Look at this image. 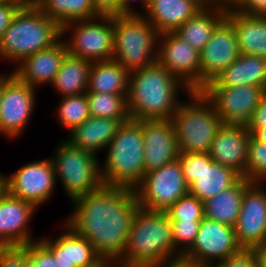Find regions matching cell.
I'll use <instances>...</instances> for the list:
<instances>
[{"mask_svg": "<svg viewBox=\"0 0 266 267\" xmlns=\"http://www.w3.org/2000/svg\"><path fill=\"white\" fill-rule=\"evenodd\" d=\"M213 103L224 124L246 125L266 93L263 87L242 85L236 87H205L201 90Z\"/></svg>", "mask_w": 266, "mask_h": 267, "instance_id": "e0dca14e", "label": "cell"}, {"mask_svg": "<svg viewBox=\"0 0 266 267\" xmlns=\"http://www.w3.org/2000/svg\"><path fill=\"white\" fill-rule=\"evenodd\" d=\"M234 10L245 15H266V0H241Z\"/></svg>", "mask_w": 266, "mask_h": 267, "instance_id": "7bdbcfd3", "label": "cell"}, {"mask_svg": "<svg viewBox=\"0 0 266 267\" xmlns=\"http://www.w3.org/2000/svg\"><path fill=\"white\" fill-rule=\"evenodd\" d=\"M245 178L252 182H266V143L252 136L248 144Z\"/></svg>", "mask_w": 266, "mask_h": 267, "instance_id": "e575fe53", "label": "cell"}, {"mask_svg": "<svg viewBox=\"0 0 266 267\" xmlns=\"http://www.w3.org/2000/svg\"><path fill=\"white\" fill-rule=\"evenodd\" d=\"M6 74L5 73H0V97H1V86H2V83L11 75V74H8V73H6Z\"/></svg>", "mask_w": 266, "mask_h": 267, "instance_id": "f5cc1de1", "label": "cell"}, {"mask_svg": "<svg viewBox=\"0 0 266 267\" xmlns=\"http://www.w3.org/2000/svg\"><path fill=\"white\" fill-rule=\"evenodd\" d=\"M122 0H92L93 8L99 16H120Z\"/></svg>", "mask_w": 266, "mask_h": 267, "instance_id": "b9f144b4", "label": "cell"}, {"mask_svg": "<svg viewBox=\"0 0 266 267\" xmlns=\"http://www.w3.org/2000/svg\"><path fill=\"white\" fill-rule=\"evenodd\" d=\"M92 117L131 119L127 108V94L86 92Z\"/></svg>", "mask_w": 266, "mask_h": 267, "instance_id": "d6a6232c", "label": "cell"}, {"mask_svg": "<svg viewBox=\"0 0 266 267\" xmlns=\"http://www.w3.org/2000/svg\"><path fill=\"white\" fill-rule=\"evenodd\" d=\"M22 5L15 1L0 0V40Z\"/></svg>", "mask_w": 266, "mask_h": 267, "instance_id": "60d3db41", "label": "cell"}, {"mask_svg": "<svg viewBox=\"0 0 266 267\" xmlns=\"http://www.w3.org/2000/svg\"><path fill=\"white\" fill-rule=\"evenodd\" d=\"M253 85L266 90V59L240 54L226 69L222 70L206 87H236Z\"/></svg>", "mask_w": 266, "mask_h": 267, "instance_id": "4316f807", "label": "cell"}, {"mask_svg": "<svg viewBox=\"0 0 266 267\" xmlns=\"http://www.w3.org/2000/svg\"><path fill=\"white\" fill-rule=\"evenodd\" d=\"M61 39L62 27L57 22L37 6H22L0 40V60L19 64Z\"/></svg>", "mask_w": 266, "mask_h": 267, "instance_id": "277c9868", "label": "cell"}, {"mask_svg": "<svg viewBox=\"0 0 266 267\" xmlns=\"http://www.w3.org/2000/svg\"><path fill=\"white\" fill-rule=\"evenodd\" d=\"M165 213L169 220L201 221L204 218V202L188 194L179 198Z\"/></svg>", "mask_w": 266, "mask_h": 267, "instance_id": "d590c367", "label": "cell"}, {"mask_svg": "<svg viewBox=\"0 0 266 267\" xmlns=\"http://www.w3.org/2000/svg\"><path fill=\"white\" fill-rule=\"evenodd\" d=\"M42 0H29V6H38Z\"/></svg>", "mask_w": 266, "mask_h": 267, "instance_id": "11a10c76", "label": "cell"}, {"mask_svg": "<svg viewBox=\"0 0 266 267\" xmlns=\"http://www.w3.org/2000/svg\"><path fill=\"white\" fill-rule=\"evenodd\" d=\"M144 139L145 174L176 160L179 156L171 119L140 120Z\"/></svg>", "mask_w": 266, "mask_h": 267, "instance_id": "d6986e66", "label": "cell"}, {"mask_svg": "<svg viewBox=\"0 0 266 267\" xmlns=\"http://www.w3.org/2000/svg\"><path fill=\"white\" fill-rule=\"evenodd\" d=\"M134 0H122L121 1V6H120V16H143L147 10L148 7V3L149 0H138L139 3L143 8V10H145L144 12L141 11V9H135L134 5H132V3ZM136 1V0H135Z\"/></svg>", "mask_w": 266, "mask_h": 267, "instance_id": "f6af8a7d", "label": "cell"}, {"mask_svg": "<svg viewBox=\"0 0 266 267\" xmlns=\"http://www.w3.org/2000/svg\"><path fill=\"white\" fill-rule=\"evenodd\" d=\"M250 138L251 134L246 125L223 123L208 153L216 163L235 170L245 178Z\"/></svg>", "mask_w": 266, "mask_h": 267, "instance_id": "44dd1931", "label": "cell"}, {"mask_svg": "<svg viewBox=\"0 0 266 267\" xmlns=\"http://www.w3.org/2000/svg\"><path fill=\"white\" fill-rule=\"evenodd\" d=\"M247 128H263L266 127V93L256 106L250 120L246 124Z\"/></svg>", "mask_w": 266, "mask_h": 267, "instance_id": "ee69618b", "label": "cell"}, {"mask_svg": "<svg viewBox=\"0 0 266 267\" xmlns=\"http://www.w3.org/2000/svg\"><path fill=\"white\" fill-rule=\"evenodd\" d=\"M159 33L144 16H114L112 60L131 73L157 61Z\"/></svg>", "mask_w": 266, "mask_h": 267, "instance_id": "52a82bcc", "label": "cell"}, {"mask_svg": "<svg viewBox=\"0 0 266 267\" xmlns=\"http://www.w3.org/2000/svg\"><path fill=\"white\" fill-rule=\"evenodd\" d=\"M134 190L139 207L149 211H166L189 194L178 159L146 173Z\"/></svg>", "mask_w": 266, "mask_h": 267, "instance_id": "8fae6325", "label": "cell"}, {"mask_svg": "<svg viewBox=\"0 0 266 267\" xmlns=\"http://www.w3.org/2000/svg\"><path fill=\"white\" fill-rule=\"evenodd\" d=\"M240 56L232 24L224 18L200 51L201 90Z\"/></svg>", "mask_w": 266, "mask_h": 267, "instance_id": "ac0fdd59", "label": "cell"}, {"mask_svg": "<svg viewBox=\"0 0 266 267\" xmlns=\"http://www.w3.org/2000/svg\"><path fill=\"white\" fill-rule=\"evenodd\" d=\"M87 94L66 96L60 99L57 107L58 122L63 129L71 132L90 117Z\"/></svg>", "mask_w": 266, "mask_h": 267, "instance_id": "836d02e7", "label": "cell"}, {"mask_svg": "<svg viewBox=\"0 0 266 267\" xmlns=\"http://www.w3.org/2000/svg\"><path fill=\"white\" fill-rule=\"evenodd\" d=\"M257 266L266 267V247L256 249Z\"/></svg>", "mask_w": 266, "mask_h": 267, "instance_id": "f907efd6", "label": "cell"}, {"mask_svg": "<svg viewBox=\"0 0 266 267\" xmlns=\"http://www.w3.org/2000/svg\"><path fill=\"white\" fill-rule=\"evenodd\" d=\"M70 203L73 211L64 222L87 239L99 256L118 262L125 253L131 224L139 208L135 190L103 185Z\"/></svg>", "mask_w": 266, "mask_h": 267, "instance_id": "6da1fadb", "label": "cell"}, {"mask_svg": "<svg viewBox=\"0 0 266 267\" xmlns=\"http://www.w3.org/2000/svg\"><path fill=\"white\" fill-rule=\"evenodd\" d=\"M106 150L100 165L103 184L134 189L145 175L142 125L132 119L123 123Z\"/></svg>", "mask_w": 266, "mask_h": 267, "instance_id": "5b68a950", "label": "cell"}, {"mask_svg": "<svg viewBox=\"0 0 266 267\" xmlns=\"http://www.w3.org/2000/svg\"><path fill=\"white\" fill-rule=\"evenodd\" d=\"M157 61L192 91H201L200 52L175 31L159 34Z\"/></svg>", "mask_w": 266, "mask_h": 267, "instance_id": "9a60e30c", "label": "cell"}, {"mask_svg": "<svg viewBox=\"0 0 266 267\" xmlns=\"http://www.w3.org/2000/svg\"><path fill=\"white\" fill-rule=\"evenodd\" d=\"M158 267H204V264L194 262L183 257L170 260Z\"/></svg>", "mask_w": 266, "mask_h": 267, "instance_id": "bcb514c9", "label": "cell"}, {"mask_svg": "<svg viewBox=\"0 0 266 267\" xmlns=\"http://www.w3.org/2000/svg\"><path fill=\"white\" fill-rule=\"evenodd\" d=\"M37 7L61 27L99 17L92 0H42Z\"/></svg>", "mask_w": 266, "mask_h": 267, "instance_id": "1f68e13d", "label": "cell"}, {"mask_svg": "<svg viewBox=\"0 0 266 267\" xmlns=\"http://www.w3.org/2000/svg\"><path fill=\"white\" fill-rule=\"evenodd\" d=\"M172 240L176 251L183 256L193 245L201 221L170 220Z\"/></svg>", "mask_w": 266, "mask_h": 267, "instance_id": "8d00e7d4", "label": "cell"}, {"mask_svg": "<svg viewBox=\"0 0 266 267\" xmlns=\"http://www.w3.org/2000/svg\"><path fill=\"white\" fill-rule=\"evenodd\" d=\"M177 159L189 194L203 202L234 186L242 178L235 170L216 163L209 153L179 152Z\"/></svg>", "mask_w": 266, "mask_h": 267, "instance_id": "30bf717a", "label": "cell"}, {"mask_svg": "<svg viewBox=\"0 0 266 267\" xmlns=\"http://www.w3.org/2000/svg\"><path fill=\"white\" fill-rule=\"evenodd\" d=\"M36 210L32 203L5 191L0 197V246L28 245L38 241L32 237L29 226Z\"/></svg>", "mask_w": 266, "mask_h": 267, "instance_id": "ffe728a7", "label": "cell"}, {"mask_svg": "<svg viewBox=\"0 0 266 267\" xmlns=\"http://www.w3.org/2000/svg\"><path fill=\"white\" fill-rule=\"evenodd\" d=\"M20 3L22 6H29V0H10Z\"/></svg>", "mask_w": 266, "mask_h": 267, "instance_id": "db71d44e", "label": "cell"}, {"mask_svg": "<svg viewBox=\"0 0 266 267\" xmlns=\"http://www.w3.org/2000/svg\"><path fill=\"white\" fill-rule=\"evenodd\" d=\"M130 119L96 118L90 116L82 124L68 132L67 140L71 145L99 156L118 133L123 123Z\"/></svg>", "mask_w": 266, "mask_h": 267, "instance_id": "d4e9b609", "label": "cell"}, {"mask_svg": "<svg viewBox=\"0 0 266 267\" xmlns=\"http://www.w3.org/2000/svg\"><path fill=\"white\" fill-rule=\"evenodd\" d=\"M186 96L189 101H181L171 118L179 152L208 153L223 122L202 91H191Z\"/></svg>", "mask_w": 266, "mask_h": 267, "instance_id": "8992f818", "label": "cell"}, {"mask_svg": "<svg viewBox=\"0 0 266 267\" xmlns=\"http://www.w3.org/2000/svg\"><path fill=\"white\" fill-rule=\"evenodd\" d=\"M6 191V179L5 174L0 173V197L5 193Z\"/></svg>", "mask_w": 266, "mask_h": 267, "instance_id": "816d5d0a", "label": "cell"}, {"mask_svg": "<svg viewBox=\"0 0 266 267\" xmlns=\"http://www.w3.org/2000/svg\"><path fill=\"white\" fill-rule=\"evenodd\" d=\"M241 0H204L205 6L219 7L225 10L234 9Z\"/></svg>", "mask_w": 266, "mask_h": 267, "instance_id": "7dc6e473", "label": "cell"}, {"mask_svg": "<svg viewBox=\"0 0 266 267\" xmlns=\"http://www.w3.org/2000/svg\"><path fill=\"white\" fill-rule=\"evenodd\" d=\"M227 10L206 6L175 32L199 52L210 40L213 30L225 18Z\"/></svg>", "mask_w": 266, "mask_h": 267, "instance_id": "4dcf8cb0", "label": "cell"}, {"mask_svg": "<svg viewBox=\"0 0 266 267\" xmlns=\"http://www.w3.org/2000/svg\"><path fill=\"white\" fill-rule=\"evenodd\" d=\"M10 73L1 86L0 135L13 140L22 135L33 115L37 89Z\"/></svg>", "mask_w": 266, "mask_h": 267, "instance_id": "7c38bea8", "label": "cell"}, {"mask_svg": "<svg viewBox=\"0 0 266 267\" xmlns=\"http://www.w3.org/2000/svg\"><path fill=\"white\" fill-rule=\"evenodd\" d=\"M225 18L235 29L240 54L266 59V15H245L230 9Z\"/></svg>", "mask_w": 266, "mask_h": 267, "instance_id": "484cf974", "label": "cell"}, {"mask_svg": "<svg viewBox=\"0 0 266 267\" xmlns=\"http://www.w3.org/2000/svg\"><path fill=\"white\" fill-rule=\"evenodd\" d=\"M6 191L13 197L32 203L36 208L50 200L58 184L52 159L31 161L5 175Z\"/></svg>", "mask_w": 266, "mask_h": 267, "instance_id": "4fadbf2b", "label": "cell"}, {"mask_svg": "<svg viewBox=\"0 0 266 267\" xmlns=\"http://www.w3.org/2000/svg\"><path fill=\"white\" fill-rule=\"evenodd\" d=\"M83 267H119L118 262L110 257L99 256L96 260Z\"/></svg>", "mask_w": 266, "mask_h": 267, "instance_id": "c3c4849f", "label": "cell"}, {"mask_svg": "<svg viewBox=\"0 0 266 267\" xmlns=\"http://www.w3.org/2000/svg\"><path fill=\"white\" fill-rule=\"evenodd\" d=\"M63 226V233L56 238L49 236L38 240L53 255L59 267H83L99 257L87 239L65 222Z\"/></svg>", "mask_w": 266, "mask_h": 267, "instance_id": "603a6c76", "label": "cell"}, {"mask_svg": "<svg viewBox=\"0 0 266 267\" xmlns=\"http://www.w3.org/2000/svg\"><path fill=\"white\" fill-rule=\"evenodd\" d=\"M62 140L50 158L56 182L59 181L71 202L76 197L98 190L104 184L99 157Z\"/></svg>", "mask_w": 266, "mask_h": 267, "instance_id": "ba28073f", "label": "cell"}, {"mask_svg": "<svg viewBox=\"0 0 266 267\" xmlns=\"http://www.w3.org/2000/svg\"><path fill=\"white\" fill-rule=\"evenodd\" d=\"M26 267H59L53 255L39 242L28 244Z\"/></svg>", "mask_w": 266, "mask_h": 267, "instance_id": "f35d334b", "label": "cell"}, {"mask_svg": "<svg viewBox=\"0 0 266 267\" xmlns=\"http://www.w3.org/2000/svg\"><path fill=\"white\" fill-rule=\"evenodd\" d=\"M242 250L234 227L204 217L192 247L182 257L204 265H219Z\"/></svg>", "mask_w": 266, "mask_h": 267, "instance_id": "2e32d148", "label": "cell"}, {"mask_svg": "<svg viewBox=\"0 0 266 267\" xmlns=\"http://www.w3.org/2000/svg\"><path fill=\"white\" fill-rule=\"evenodd\" d=\"M182 257L172 240L171 221L165 211L138 208L119 267H158Z\"/></svg>", "mask_w": 266, "mask_h": 267, "instance_id": "3957f363", "label": "cell"}, {"mask_svg": "<svg viewBox=\"0 0 266 267\" xmlns=\"http://www.w3.org/2000/svg\"><path fill=\"white\" fill-rule=\"evenodd\" d=\"M91 64L90 61L67 54L51 87L53 86L60 97L86 93Z\"/></svg>", "mask_w": 266, "mask_h": 267, "instance_id": "f546056e", "label": "cell"}, {"mask_svg": "<svg viewBox=\"0 0 266 267\" xmlns=\"http://www.w3.org/2000/svg\"><path fill=\"white\" fill-rule=\"evenodd\" d=\"M219 267H258L257 255L255 250L243 249L240 253L231 256L221 262Z\"/></svg>", "mask_w": 266, "mask_h": 267, "instance_id": "ab89813d", "label": "cell"}, {"mask_svg": "<svg viewBox=\"0 0 266 267\" xmlns=\"http://www.w3.org/2000/svg\"><path fill=\"white\" fill-rule=\"evenodd\" d=\"M28 245L0 246V267H26Z\"/></svg>", "mask_w": 266, "mask_h": 267, "instance_id": "74e56055", "label": "cell"}, {"mask_svg": "<svg viewBox=\"0 0 266 267\" xmlns=\"http://www.w3.org/2000/svg\"><path fill=\"white\" fill-rule=\"evenodd\" d=\"M234 232L242 249L266 247V182H252L244 190Z\"/></svg>", "mask_w": 266, "mask_h": 267, "instance_id": "5bb4252c", "label": "cell"}, {"mask_svg": "<svg viewBox=\"0 0 266 267\" xmlns=\"http://www.w3.org/2000/svg\"><path fill=\"white\" fill-rule=\"evenodd\" d=\"M252 183L242 177L234 186L204 201V217L234 227L241 209L244 190Z\"/></svg>", "mask_w": 266, "mask_h": 267, "instance_id": "83f0119b", "label": "cell"}, {"mask_svg": "<svg viewBox=\"0 0 266 267\" xmlns=\"http://www.w3.org/2000/svg\"><path fill=\"white\" fill-rule=\"evenodd\" d=\"M181 91L188 95L192 90L158 61L129 73L126 98L130 118L171 119L183 101L178 100Z\"/></svg>", "mask_w": 266, "mask_h": 267, "instance_id": "7a4b0ae2", "label": "cell"}, {"mask_svg": "<svg viewBox=\"0 0 266 267\" xmlns=\"http://www.w3.org/2000/svg\"><path fill=\"white\" fill-rule=\"evenodd\" d=\"M129 72L114 60L92 62L88 91L105 94H127Z\"/></svg>", "mask_w": 266, "mask_h": 267, "instance_id": "f1b7e54d", "label": "cell"}, {"mask_svg": "<svg viewBox=\"0 0 266 267\" xmlns=\"http://www.w3.org/2000/svg\"><path fill=\"white\" fill-rule=\"evenodd\" d=\"M251 136L258 142L266 143V127L263 128H247Z\"/></svg>", "mask_w": 266, "mask_h": 267, "instance_id": "681fc988", "label": "cell"}, {"mask_svg": "<svg viewBox=\"0 0 266 267\" xmlns=\"http://www.w3.org/2000/svg\"><path fill=\"white\" fill-rule=\"evenodd\" d=\"M204 267H219L218 265H204Z\"/></svg>", "mask_w": 266, "mask_h": 267, "instance_id": "9f6ffc18", "label": "cell"}, {"mask_svg": "<svg viewBox=\"0 0 266 267\" xmlns=\"http://www.w3.org/2000/svg\"><path fill=\"white\" fill-rule=\"evenodd\" d=\"M68 54L63 38L54 46L39 51L21 61L12 73L23 83L37 89L51 85L61 63Z\"/></svg>", "mask_w": 266, "mask_h": 267, "instance_id": "7402d4cb", "label": "cell"}, {"mask_svg": "<svg viewBox=\"0 0 266 267\" xmlns=\"http://www.w3.org/2000/svg\"><path fill=\"white\" fill-rule=\"evenodd\" d=\"M62 38L71 56L90 62L112 60L114 16H99L66 24L62 27Z\"/></svg>", "mask_w": 266, "mask_h": 267, "instance_id": "9c48e42d", "label": "cell"}, {"mask_svg": "<svg viewBox=\"0 0 266 267\" xmlns=\"http://www.w3.org/2000/svg\"><path fill=\"white\" fill-rule=\"evenodd\" d=\"M205 7L204 0H149L143 16L161 34L176 31Z\"/></svg>", "mask_w": 266, "mask_h": 267, "instance_id": "cb8c5ba5", "label": "cell"}]
</instances>
